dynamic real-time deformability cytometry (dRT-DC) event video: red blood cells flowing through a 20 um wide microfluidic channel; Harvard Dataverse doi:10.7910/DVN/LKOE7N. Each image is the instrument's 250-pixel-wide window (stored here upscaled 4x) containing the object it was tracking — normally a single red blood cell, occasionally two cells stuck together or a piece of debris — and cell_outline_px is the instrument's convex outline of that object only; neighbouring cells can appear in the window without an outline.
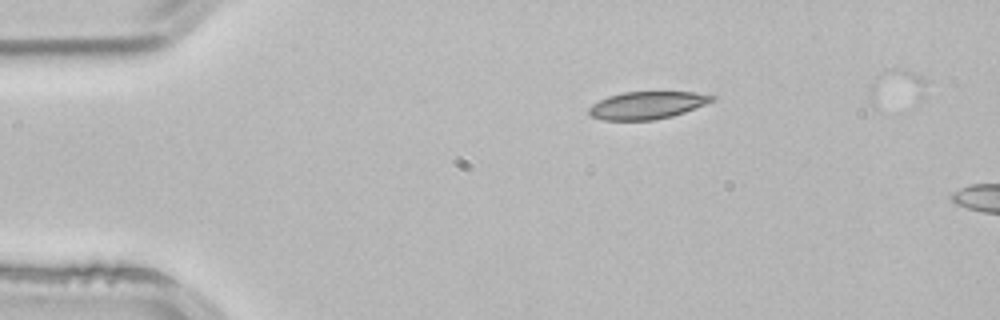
{"species": "common noctule bat (a hibernating species)", "species_latin": "Nyctalus noctula", "temperature_condition": "room temperature", "stored_images_in_passage": 2, "camera_frame_rate_fps": 3000, "um_per_image_px": 0.085, "animal": {"sex": "male", "body_mass_g": 21.5, "forearm_length_mm": 52.0}, "frame": {"image": 1, "passage_image": 1, "time_ms": 0.0, "image_size_px": [1000, 320], "cell_outline_px": [[716, 100], [684, 112], [672, 116], [652, 120], [600, 120], [588, 116], [588, 108], [592, 104], [608, 96], [624, 92], [696, 92], [716, 96]], "centroid_in_image_um": [54.98, 8.95], "position_along_channel_um": 30.0, "area_um2": 19.83}}